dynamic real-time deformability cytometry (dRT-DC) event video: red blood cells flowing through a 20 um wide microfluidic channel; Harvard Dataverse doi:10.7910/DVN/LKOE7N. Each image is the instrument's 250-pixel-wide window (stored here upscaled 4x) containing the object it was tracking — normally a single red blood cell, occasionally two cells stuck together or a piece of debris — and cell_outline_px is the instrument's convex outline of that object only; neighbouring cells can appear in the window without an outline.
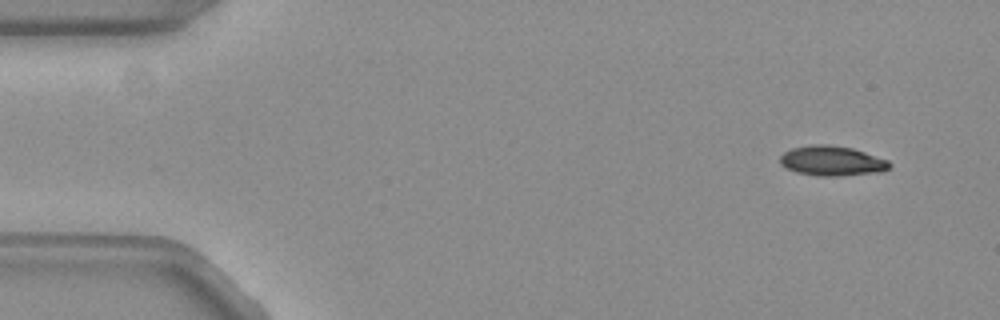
{"species": "common noctule bat (a hibernating species)", "species_latin": "Nyctalus noctula", "temperature_condition": "warm", "stored_images_in_passage": 51, "camera_frame_rate_fps": 3000, "um_per_image_px": 0.085, "animal": {"sex": "female", "body_mass_g": 19.3, "forearm_length_mm": 54.1}, "frame": {"image": 1, "passage_image": 2, "time_ms": 0.333, "image_size_px": [1000, 320], "cell_outline_px": [[892, 164], [888, 168], [880, 172], [840, 176], [816, 176], [796, 172], [780, 164], [780, 156], [784, 152], [792, 148], [816, 144], [824, 144], [852, 148], [888, 160]], "centroid_in_image_um": [70.71, 13.68], "position_along_channel_um": 14.3, "area_um2": 18.96}}
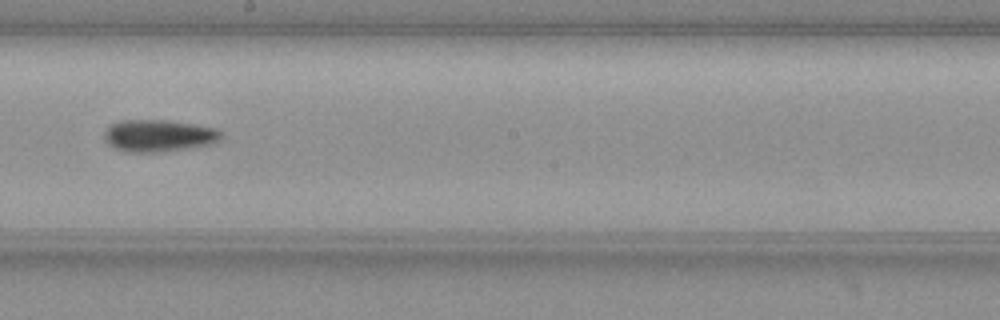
{"frame": {"image": 2, "passage_image": 28, "time_ms": 9.0, "image_size_px": [1000, 320], "cell_outline_px": [[220, 140], [208, 144], [188, 148], [160, 152], [124, 152], [108, 144], [104, 140], [104, 132], [108, 124], [120, 120], [168, 120], [216, 128], [220, 132]], "centroid_in_image_um": [13.41, 11.52], "position_along_channel_um": 234.8, "area_um2": 21.85}}
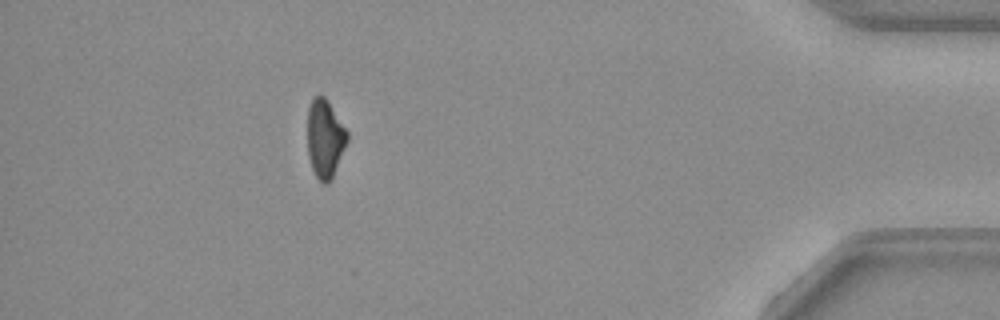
{"frame": {"image": 3, "passage_image": 46, "time_ms": 15.0, "image_size_px": [1000, 320], "cell_outline_px": [[348, 140], [332, 180], [328, 184], [324, 184], [316, 176], [312, 168], [308, 156], [308, 108], [312, 100], [320, 92], [328, 100], [348, 132]], "centroid_in_image_um": [27.63, 11.78], "position_along_channel_um": 407.6, "area_um2": 18.26}, "authors_computed_cell_mechanics": {"area_um2": 19.8832, "velocity_mm_per_s": 3.8326, "shape_relaxation_time_tau1_ms": 3.9003, "shape_relaxation_time_tau2_ms": null, "deformation_change_tau1": 0.1183, "deformation_change_tau2": null}}